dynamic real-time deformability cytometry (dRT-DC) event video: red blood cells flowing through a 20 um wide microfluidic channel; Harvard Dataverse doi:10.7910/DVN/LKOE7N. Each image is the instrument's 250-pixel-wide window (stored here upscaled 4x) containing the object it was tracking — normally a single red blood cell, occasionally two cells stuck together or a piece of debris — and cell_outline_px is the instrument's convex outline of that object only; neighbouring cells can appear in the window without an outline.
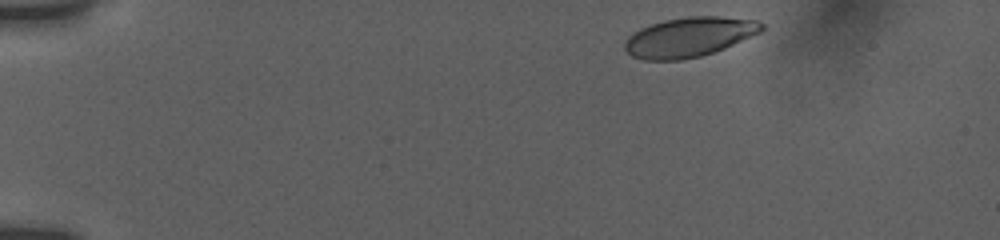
{"species": "human", "species_latin": "Homo sapiens", "temperature_condition": "room temperature", "stored_images_in_passage": 41, "camera_frame_rate_fps": 3000, "um_per_image_px": 0.085, "donor": {"sex": "female"}, "frame": {"image": 1, "passage_image": 1, "time_ms": 0.0, "image_size_px": [1000, 240], "cell_outline_px": [[764, 28], [760, 32], [724, 48], [700, 56], [680, 60], [644, 60], [632, 56], [624, 48], [624, 44], [628, 36], [640, 28], [664, 20], [688, 16], [720, 16], [756, 20], [764, 24]], "centroid_in_image_um": [58.57, 3.14], "position_along_channel_um": 26.4, "area_um2": 31.44}}
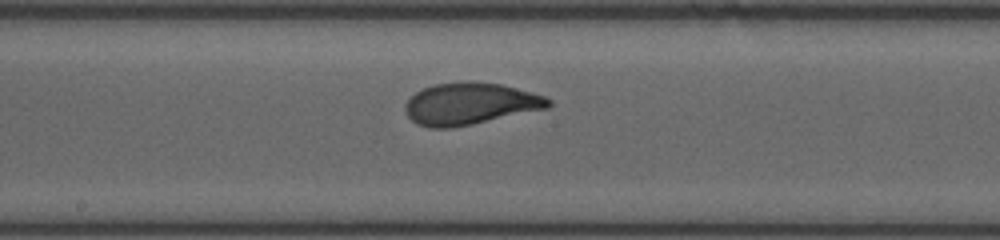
{"frame": {"image": 2, "passage_image": 23, "time_ms": 7.333, "image_size_px": [1000, 240], "cell_outline_px": [[552, 104], [548, 108], [472, 124], [452, 128], [428, 128], [416, 124], [408, 116], [404, 108], [404, 104], [416, 92], [424, 88], [436, 84], [468, 80], [472, 80], [500, 84], [532, 92], [544, 96], [552, 100]], "centroid_in_image_um": [39.95, 8.81], "position_along_channel_um": 208.2, "area_um2": 35.08}}
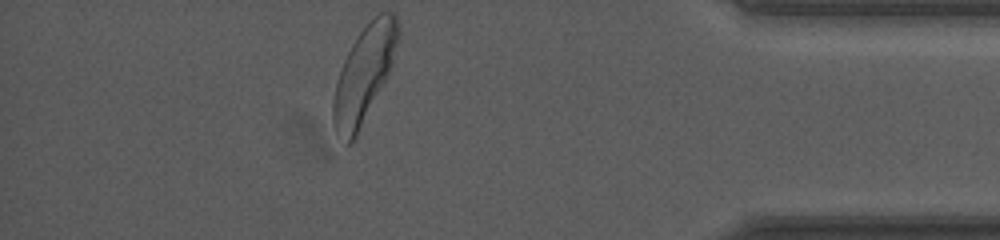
{"frame": {"image": 3, "passage_image": 41, "time_ms": 13.333, "image_size_px": [1000, 240], "cell_outline_px": [[400, 40], [392, 64], [356, 140], [352, 144], [348, 144], [336, 132], [332, 120], [332, 100], [340, 68], [356, 36], [380, 12], [392, 12], [396, 16], [400, 24]], "centroid_in_image_um": [30.95, 6.32], "position_along_channel_um": 404.2, "area_um2": 36.36}, "authors_computed_cell_mechanics": {"area_um2": 34.102, "velocity_mm_per_s": 3.8197, "shape_relaxation_time_tau1_ms": 3.768, "shape_relaxation_time_tau2_ms": null, "deformation_change_tau1": 0.1699, "deformation_change_tau2": null}}